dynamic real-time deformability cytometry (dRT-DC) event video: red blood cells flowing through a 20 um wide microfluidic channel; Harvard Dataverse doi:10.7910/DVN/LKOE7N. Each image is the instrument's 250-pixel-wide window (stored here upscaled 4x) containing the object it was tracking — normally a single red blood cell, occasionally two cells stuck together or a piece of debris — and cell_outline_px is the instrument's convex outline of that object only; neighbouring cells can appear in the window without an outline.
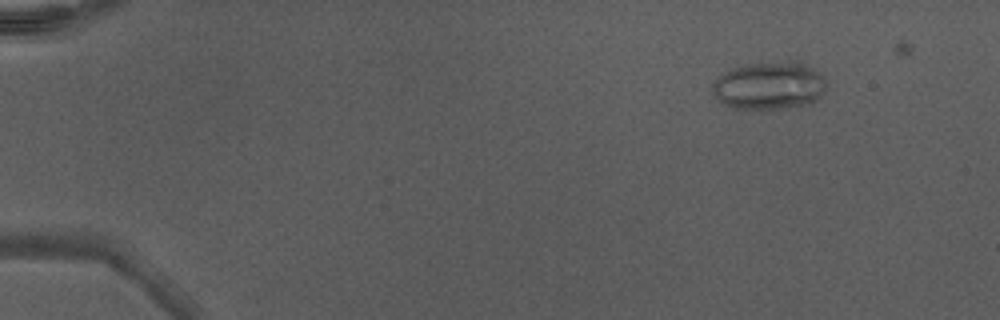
{"species": "Egyptian fruit bat (a non-hibernating species)", "species_latin": "Rousettus aegyptiacus", "temperature_condition": "warm", "stored_images_in_passage": 50, "camera_frame_rate_fps": 3000, "um_per_image_px": 0.085, "animal": {"sex": "male"}, "frame": {"image": 1, "passage_image": 7, "time_ms": 2.0, "image_size_px": [1000, 320], "cell_outline_px": [[824, 88], [820, 96], [816, 100], [804, 104], [764, 112], [736, 108], [720, 104], [712, 92], [712, 84], [724, 72], [732, 68], [744, 64], [804, 64], [820, 72], [824, 76]], "centroid_in_image_um": [65.31, 7.35], "position_along_channel_um": 19.7, "area_um2": 31.44}}
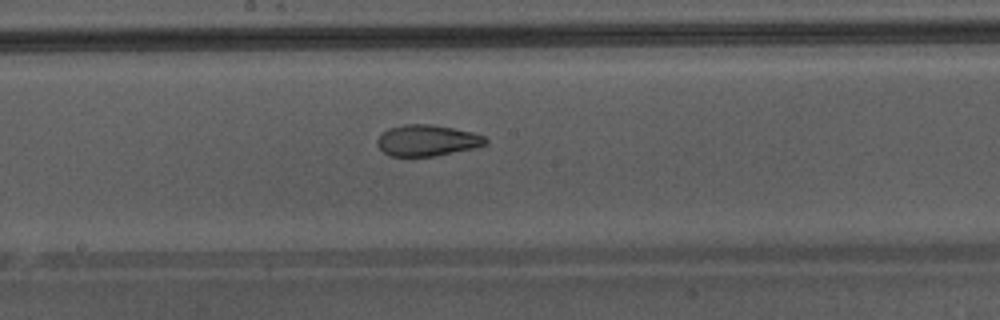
{"frame": {"image": 2, "passage_image": 29, "time_ms": 9.333, "image_size_px": [1000, 320], "cell_outline_px": [[488, 140], [484, 144], [472, 148], [432, 156], [388, 156], [376, 144], [376, 140], [388, 128], [404, 124], [432, 124], [472, 132], [484, 136]], "centroid_in_image_um": [36.26, 11.93], "position_along_channel_um": 211.9, "area_um2": 19.42}}
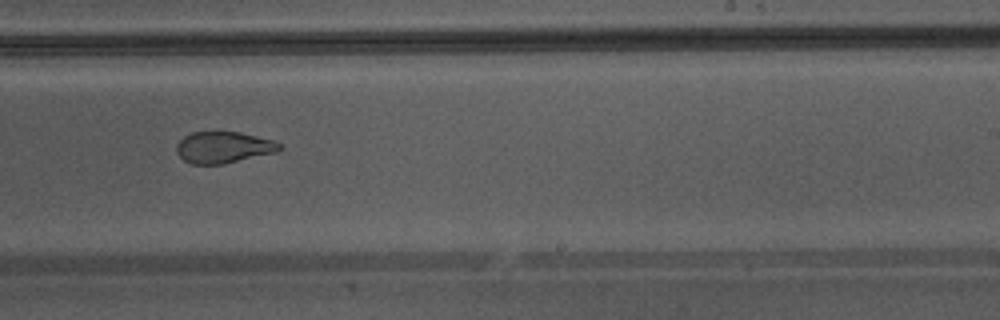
{"frame": {"image": 3, "passage_image": 33, "time_ms": 10.667, "image_size_px": [1000, 320], "cell_outline_px": [[284, 148], [276, 152], [224, 164], [192, 164], [184, 160], [176, 152], [176, 144], [184, 136], [192, 132], [240, 132], [276, 140]], "centroid_in_image_um": [19.02, 12.52], "position_along_channel_um": 270.0, "area_um2": 19.02}, "authors_computed_cell_mechanics": {"area_um2": 23.9581, "velocity_mm_per_s": 4.3755, "shape_relaxation_time_tau1_ms": null, "shape_relaxation_time_tau2_ms": 1.5175, "deformation_change_tau1": null, "deformation_change_tau2": 0.0793}}